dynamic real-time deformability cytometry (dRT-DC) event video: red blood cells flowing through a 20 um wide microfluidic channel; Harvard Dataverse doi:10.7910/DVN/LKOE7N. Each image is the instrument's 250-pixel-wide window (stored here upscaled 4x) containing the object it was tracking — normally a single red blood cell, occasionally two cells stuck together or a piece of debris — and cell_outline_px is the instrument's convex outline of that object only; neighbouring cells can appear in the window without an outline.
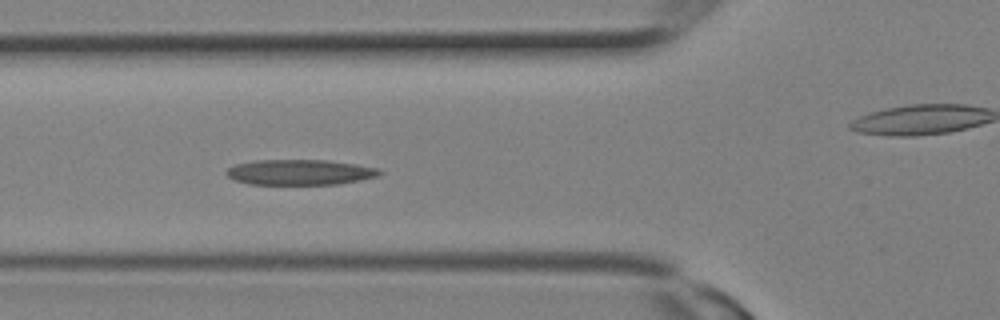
{"species": "Egyptian fruit bat (a non-hibernating species)", "species_latin": "Rousettus aegyptiacus", "temperature_condition": "room temperature", "stored_images_in_passage": 11, "segment_of_instrument_passage": [1, 2], "camera_frame_rate_fps": 3000, "um_per_image_px": 0.085, "animal": {"sex": "female"}, "frame": {"image": 1, "passage_image": 10, "time_ms": 3.0, "image_size_px": [1000, 320], "cell_outline_px": [[384, 172], [380, 176], [360, 180], [336, 184], [248, 184], [236, 180], [228, 176], [224, 172], [228, 168], [236, 164], [252, 160], [328, 160], [356, 164], [380, 168]], "centroid_in_image_um": [25.53, 14.63], "position_along_channel_um": 100.3, "area_um2": 22.83}}